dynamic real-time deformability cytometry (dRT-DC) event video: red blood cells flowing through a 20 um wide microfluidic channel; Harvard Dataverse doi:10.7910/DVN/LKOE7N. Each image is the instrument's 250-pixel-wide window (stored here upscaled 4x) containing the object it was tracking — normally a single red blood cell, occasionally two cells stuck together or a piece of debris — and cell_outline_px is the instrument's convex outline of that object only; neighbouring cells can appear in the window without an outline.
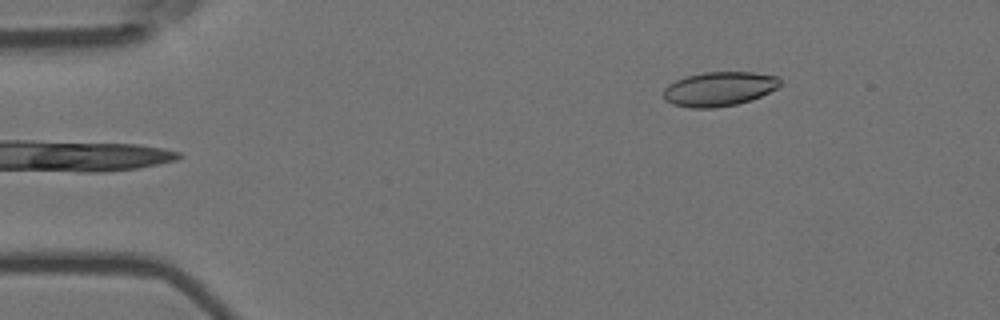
{"species": "Egyptian fruit bat (a non-hibernating species)", "species_latin": "Rousettus aegyptiacus", "temperature_condition": "room temperature", "stored_images_in_passage": 6, "camera_frame_rate_fps": 3000, "um_per_image_px": 0.085, "animal": {"sex": "female"}, "frame": {"image": 1, "passage_image": 6, "time_ms": 1.667, "image_size_px": [1000, 320], "cell_outline_px": [[780, 84], [776, 88], [760, 96], [736, 104], [716, 108], [688, 108], [672, 104], [664, 100], [664, 88], [668, 84], [676, 80], [688, 76], [704, 72], [752, 72], [780, 76]], "centroid_in_image_um": [61.1, 7.56], "position_along_channel_um": 23.9, "area_um2": 23.29}}